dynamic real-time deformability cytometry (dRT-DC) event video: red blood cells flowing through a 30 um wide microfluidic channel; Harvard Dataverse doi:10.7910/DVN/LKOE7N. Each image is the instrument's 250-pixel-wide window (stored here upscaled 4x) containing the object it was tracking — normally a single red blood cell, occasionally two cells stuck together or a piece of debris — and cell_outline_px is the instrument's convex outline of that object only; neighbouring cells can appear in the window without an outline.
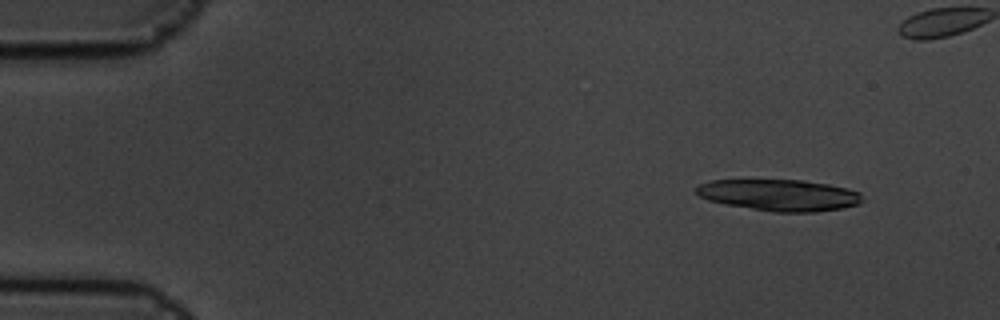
{"species": "common noctule bat (a hibernating species)", "species_latin": "Nyctalus noctula", "temperature_condition": "cold", "stored_images_in_passage": 10, "segment_of_instrument_passage": [1, 2], "camera_frame_rate_fps": 3000, "um_per_image_px": 0.085, "animal": {"sex": "male", "body_mass_g": 19.5, "forearm_length_mm": 54.6}, "frame": {"image": 1, "passage_image": 2, "time_ms": 0.333, "image_size_px": [1000, 320], "cell_outline_px": [[864, 200], [860, 204], [840, 208], [816, 212], [772, 212], [724, 204], [708, 200], [700, 196], [696, 192], [696, 188], [700, 184], [712, 180], [804, 180], [828, 184], [848, 188], [860, 192]], "centroid_in_image_um": [66.27, 16.58], "position_along_channel_um": 18.7, "area_um2": 30.58}}
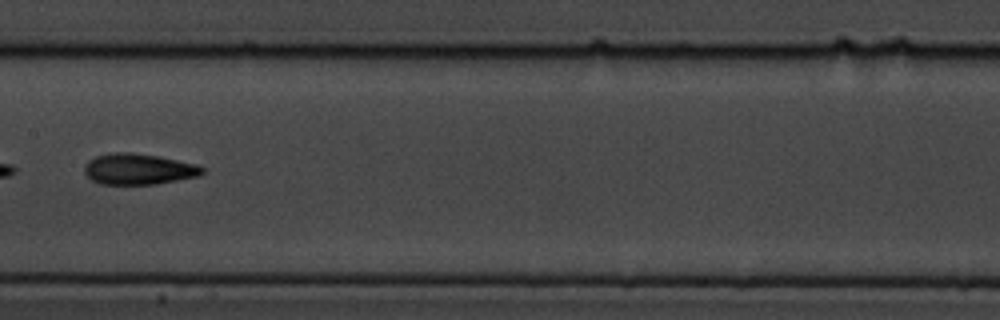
{"frame": {"image": 2, "passage_image": 9, "time_ms": 2.667, "image_size_px": [1000, 320], "cell_outline_px": [[204, 172], [200, 176], [156, 184], [100, 184], [92, 180], [84, 172], [84, 164], [88, 160], [96, 156], [112, 152], [128, 152], [156, 156], [196, 164], [204, 168]], "centroid_in_image_um": [11.76, 14.38], "position_along_channel_um": 195.6, "area_um2": 21.21}}